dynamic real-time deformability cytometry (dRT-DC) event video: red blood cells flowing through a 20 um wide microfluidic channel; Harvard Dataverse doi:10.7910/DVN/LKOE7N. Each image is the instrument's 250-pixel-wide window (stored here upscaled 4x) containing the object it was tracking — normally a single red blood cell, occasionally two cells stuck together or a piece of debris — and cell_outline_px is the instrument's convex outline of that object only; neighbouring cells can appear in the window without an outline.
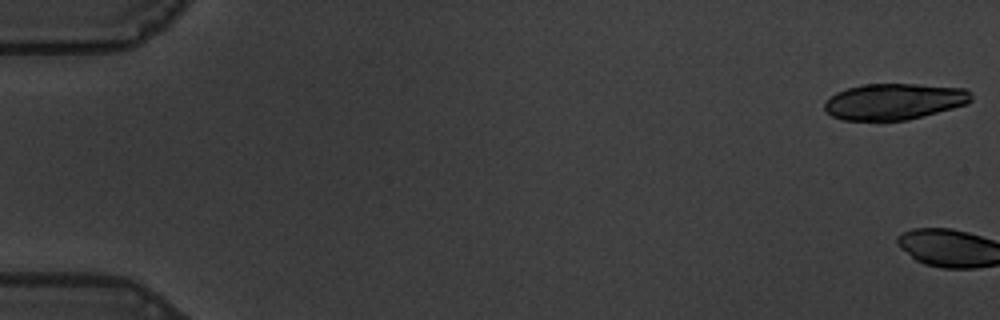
{"species": "common noctule bat (a hibernating species)", "species_latin": "Nyctalus noctula", "temperature_condition": "warm", "stored_images_in_passage": 3, "camera_frame_rate_fps": 3000, "um_per_image_px": 0.085, "animal": {"sex": "male", "body_mass_g": 19.5, "forearm_length_mm": 54.6}, "frame": {"image": 1, "passage_image": 1, "time_ms": 0.0, "image_size_px": [1000, 320], "cell_outline_px": [[972, 100], [968, 104], [908, 120], [844, 120], [832, 116], [824, 108], [824, 100], [836, 92], [848, 88], [864, 84], [916, 84], [964, 88], [972, 92]], "centroid_in_image_um": [76.01, 8.62], "position_along_channel_um": 9.0, "area_um2": 31.04}}